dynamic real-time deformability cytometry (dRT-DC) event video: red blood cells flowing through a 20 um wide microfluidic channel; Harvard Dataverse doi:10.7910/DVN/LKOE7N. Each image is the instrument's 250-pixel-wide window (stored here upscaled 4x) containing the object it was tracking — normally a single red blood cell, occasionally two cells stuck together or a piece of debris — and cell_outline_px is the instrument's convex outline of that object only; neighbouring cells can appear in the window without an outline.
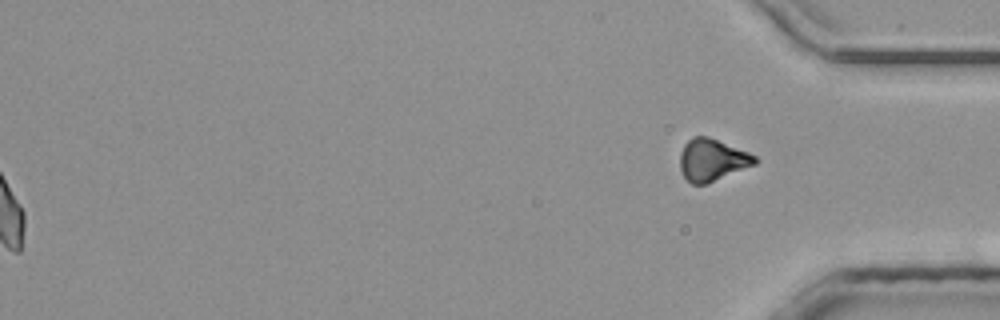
{"species": "common noctule bat (a hibernating species)", "species_latin": "Nyctalus noctula", "temperature_condition": "room temperature", "stored_images_in_passage": 47, "segment_of_instrument_passage": [2, 2], "camera_frame_rate_fps": 3000, "um_per_image_px": 0.085, "animal": {"sex": "male", "body_mass_g": 20.4}, "frame": {"image": 1, "passage_image": 47, "time_ms": 15.333, "image_size_px": [1000, 320], "cell_outline_px": [[760, 160], [756, 164], [708, 184], [692, 184], [684, 176], [680, 168], [680, 152], [684, 144], [692, 136], [708, 136], [748, 152], [756, 156]], "centroid_in_image_um": [60.54, 13.59], "position_along_channel_um": 374.7, "area_um2": 18.5}}